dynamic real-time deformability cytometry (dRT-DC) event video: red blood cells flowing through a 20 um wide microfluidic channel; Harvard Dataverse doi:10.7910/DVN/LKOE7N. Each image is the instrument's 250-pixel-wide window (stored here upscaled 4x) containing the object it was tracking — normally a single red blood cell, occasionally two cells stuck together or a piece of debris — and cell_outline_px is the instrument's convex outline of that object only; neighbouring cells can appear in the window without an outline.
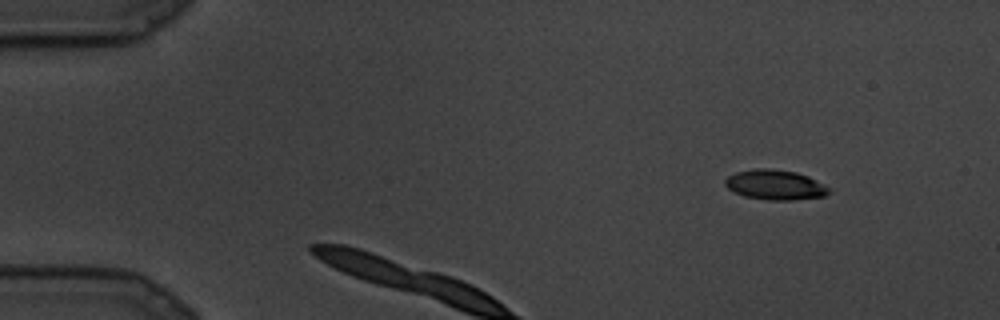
{"species": "common noctule bat (a hibernating species)", "species_latin": "Nyctalus noctula", "temperature_condition": "cold", "stored_images_in_passage": 5, "camera_frame_rate_fps": 3000, "um_per_image_px": 0.085, "animal": {"sex": "male", "body_mass_g": 19.5, "forearm_length_mm": 54.6}, "frame": {"image": 1, "passage_image": 1, "time_ms": 0.0, "image_size_px": [1000, 320], "cell_outline_px": [[832, 192], [824, 196], [792, 200], [768, 200], [744, 196], [728, 188], [724, 184], [724, 180], [728, 176], [736, 172], [756, 168], [772, 168], [796, 172], [808, 176], [832, 188]], "centroid_in_image_um": [65.92, 15.7], "position_along_channel_um": 19.1, "area_um2": 18.26}}